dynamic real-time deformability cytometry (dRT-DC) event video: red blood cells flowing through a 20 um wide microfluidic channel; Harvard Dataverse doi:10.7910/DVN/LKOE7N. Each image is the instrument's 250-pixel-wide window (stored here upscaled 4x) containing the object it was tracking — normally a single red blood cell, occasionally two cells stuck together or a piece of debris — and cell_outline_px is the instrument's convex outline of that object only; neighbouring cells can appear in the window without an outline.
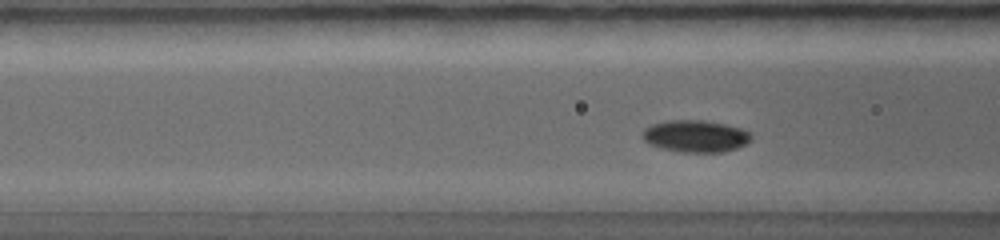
{"species": "common noctule bat (a hibernating species)", "species_latin": "Nyctalus noctula", "temperature_condition": "warm", "stored_images_in_passage": 32, "camera_frame_rate_fps": 5000, "um_per_image_px": 0.085, "animal": {"sex": "female", "body_mass_g": 19.0, "forearm_length_mm": 56.7}, "frame": {"image": 1, "passage_image": 11, "time_ms": 2.4, "image_size_px": [1000, 240], "cell_outline_px": [[748, 140], [744, 144], [736, 148], [724, 152], [684, 152], [664, 148], [652, 144], [644, 140], [644, 132], [648, 128], [656, 124], [676, 120], [688, 120], [720, 124], [740, 128], [748, 132]], "centroid_in_image_um": [59.13, 11.6], "position_along_channel_um": 107.5, "area_um2": 19.02}}
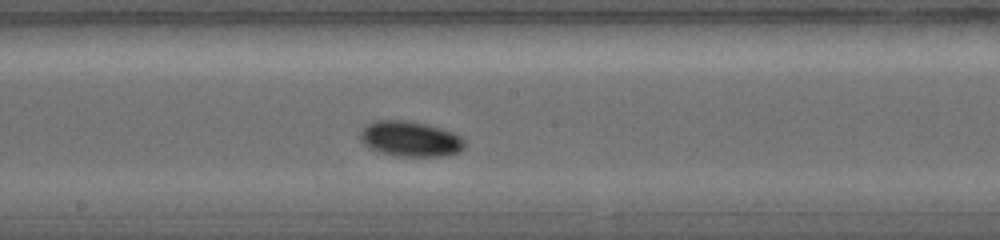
{"frame": {"image": 2, "passage_image": 18, "time_ms": 4.2, "image_size_px": [1000, 240], "cell_outline_px": [[464, 144], [456, 152], [440, 156], [400, 156], [384, 152], [372, 148], [364, 144], [360, 136], [364, 128], [368, 124], [380, 120], [400, 120], [420, 124], [436, 128], [448, 132], [464, 140]], "centroid_in_image_um": [34.82, 11.82], "position_along_channel_um": 213.4, "area_um2": 20.17}}
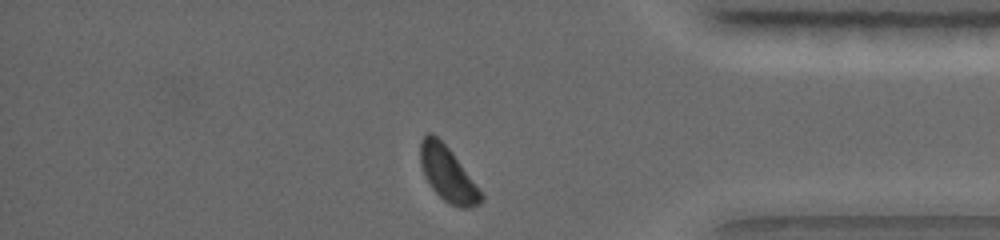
{"frame": {"image": 3, "passage_image": 32, "time_ms": 7.6, "image_size_px": [1000, 240], "cell_outline_px": [[484, 196], [480, 204], [468, 208], [460, 208], [444, 200], [432, 188], [424, 172], [420, 160], [420, 144], [424, 136], [428, 132], [432, 132], [448, 148]], "centroid_in_image_um": [38.05, 14.8], "position_along_channel_um": 397.2, "area_um2": 18.61}}